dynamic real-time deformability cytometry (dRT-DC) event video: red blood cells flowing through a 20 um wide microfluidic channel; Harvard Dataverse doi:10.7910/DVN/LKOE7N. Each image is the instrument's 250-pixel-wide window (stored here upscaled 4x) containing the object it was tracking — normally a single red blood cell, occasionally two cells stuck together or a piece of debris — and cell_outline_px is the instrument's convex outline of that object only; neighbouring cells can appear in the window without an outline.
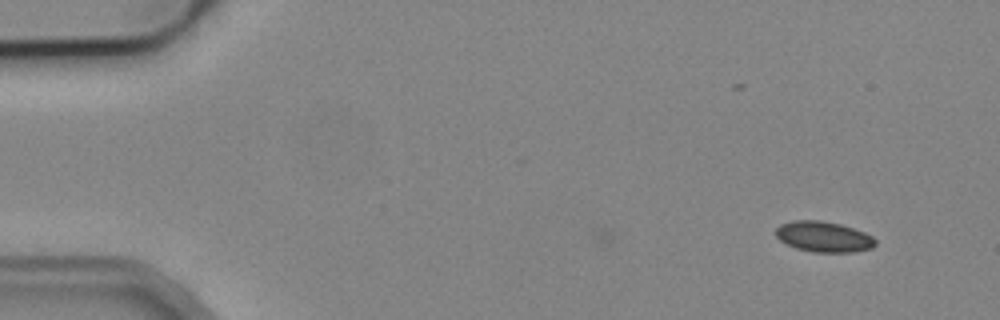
{"species": "common noctule bat (a hibernating species)", "species_latin": "Nyctalus noctula", "temperature_condition": "cold", "stored_images_in_passage": 1, "camera_frame_rate_fps": 3000, "um_per_image_px": 0.085, "animal": {"sex": "male", "body_mass_g": 19.2, "forearm_length_mm": 51.8}, "frame": {"image": 1, "passage_image": 1, "time_ms": 0.0, "image_size_px": [1000, 320], "cell_outline_px": [[876, 244], [872, 248], [852, 252], [812, 252], [796, 248], [780, 240], [776, 236], [776, 228], [780, 224], [796, 220], [820, 220], [840, 224], [864, 232], [872, 236], [876, 240]], "centroid_in_image_um": [70.02, 20.12], "position_along_channel_um": 15.0, "area_um2": 17.69}}